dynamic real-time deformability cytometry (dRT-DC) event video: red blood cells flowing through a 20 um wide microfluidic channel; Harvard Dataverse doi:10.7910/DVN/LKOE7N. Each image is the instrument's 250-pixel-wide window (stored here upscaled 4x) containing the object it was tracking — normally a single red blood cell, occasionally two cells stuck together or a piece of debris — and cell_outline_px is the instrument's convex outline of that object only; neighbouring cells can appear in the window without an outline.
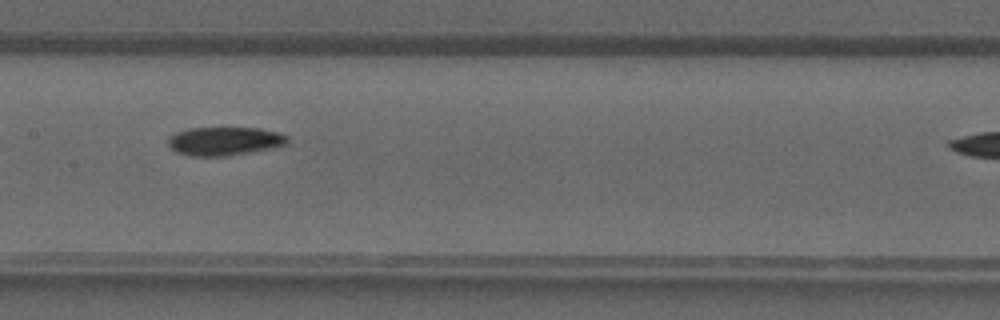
{"species": "common noctule bat (a hibernating species)", "species_latin": "Nyctalus noctula", "temperature_condition": "warm", "stored_images_in_passage": 11, "camera_frame_rate_fps": 3000, "um_per_image_px": 0.085, "animal": {"sex": "male", "forearm_length_mm": 52.5}, "frame": {"image": 1, "passage_image": 8, "time_ms": 2.333, "image_size_px": [1000, 320], "cell_outline_px": [[288, 144], [268, 148], [224, 156], [192, 156], [180, 152], [172, 148], [168, 144], [168, 140], [176, 132], [188, 128], [260, 128], [276, 132], [288, 136]], "centroid_in_image_um": [19.09, 11.98], "position_along_channel_um": 188.3, "area_um2": 19.36}}
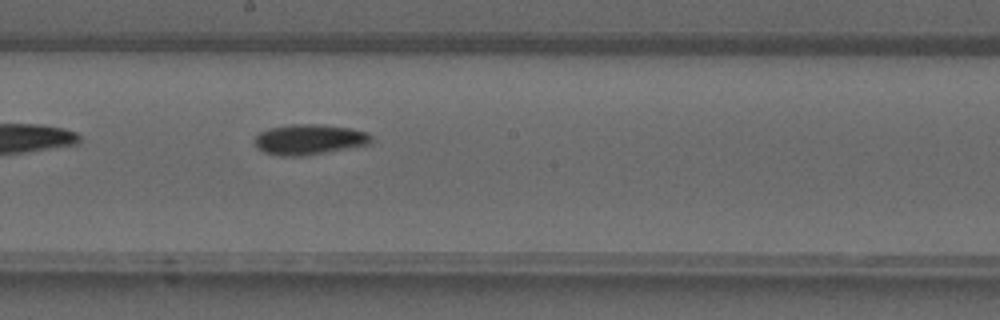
{"frame": {"image": 2, "passage_image": 10, "time_ms": 3.0, "image_size_px": [1000, 320], "cell_outline_px": [[372, 140], [368, 144], [304, 156], [280, 156], [264, 152], [256, 148], [256, 136], [260, 132], [268, 128], [292, 124], [320, 124], [352, 128], [368, 132], [372, 136]], "centroid_in_image_um": [26.28, 11.85], "position_along_channel_um": 221.9, "area_um2": 20.63}}